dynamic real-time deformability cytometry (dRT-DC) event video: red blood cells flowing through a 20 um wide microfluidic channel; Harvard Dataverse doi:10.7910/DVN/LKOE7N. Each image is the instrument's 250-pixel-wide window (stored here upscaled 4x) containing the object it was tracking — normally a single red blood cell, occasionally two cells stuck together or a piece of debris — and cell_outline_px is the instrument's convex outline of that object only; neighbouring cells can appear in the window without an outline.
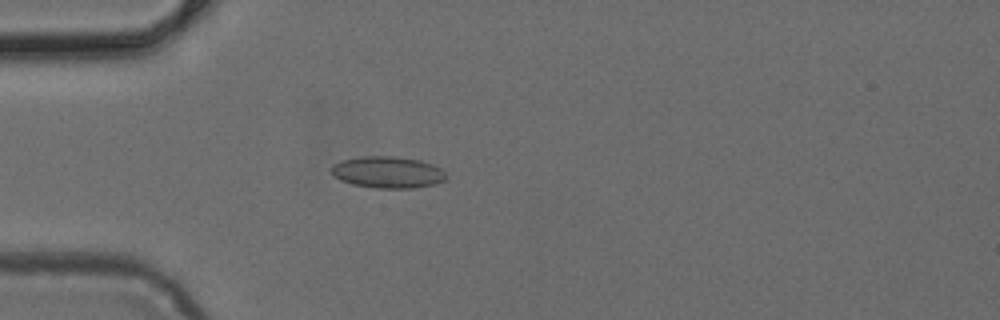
{"species": "common noctule bat (a hibernating species)", "species_latin": "Nyctalus noctula", "temperature_condition": "cold", "stored_images_in_passage": 4, "camera_frame_rate_fps": 3000, "um_per_image_px": 0.085, "animal": {"sex": "female", "body_mass_g": 24.6, "forearm_length_mm": 56.2}, "frame": {"image": 1, "passage_image": 4, "time_ms": 1.0, "image_size_px": [1000, 320], "cell_outline_px": [[448, 176], [444, 180], [436, 184], [412, 188], [376, 188], [352, 184], [340, 180], [332, 172], [332, 164], [340, 160], [360, 156], [392, 156], [420, 160], [432, 164], [440, 168]], "centroid_in_image_um": [32.96, 14.63], "position_along_channel_um": 52.0, "area_um2": 21.21}}